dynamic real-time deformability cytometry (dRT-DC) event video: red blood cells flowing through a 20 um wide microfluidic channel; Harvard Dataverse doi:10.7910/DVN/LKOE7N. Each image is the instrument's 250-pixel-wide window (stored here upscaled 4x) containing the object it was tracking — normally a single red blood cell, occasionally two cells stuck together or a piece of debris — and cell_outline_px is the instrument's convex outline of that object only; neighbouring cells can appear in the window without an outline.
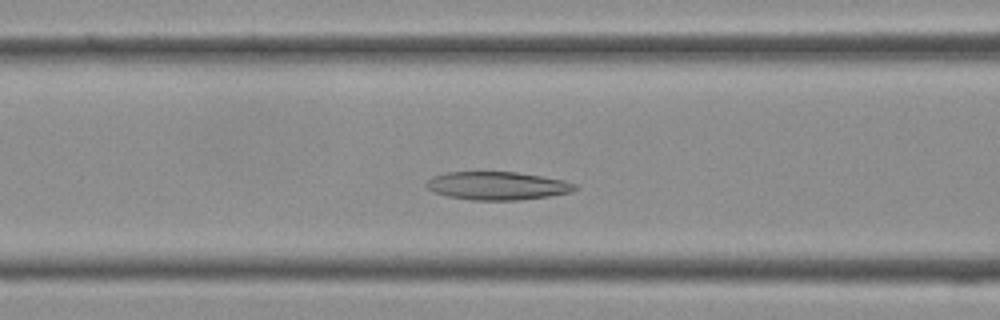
{"species": "Egyptian fruit bat (a non-hibernating species)", "species_latin": "Rousettus aegyptiacus", "temperature_condition": "cold", "stored_images_in_passage": 35, "camera_frame_rate_fps": 3000, "um_per_image_px": 0.085, "frame": {"image": 1, "passage_image": 12, "time_ms": 3.667, "image_size_px": [1000, 320], "cell_outline_px": [[580, 188], [572, 192], [548, 196], [520, 200], [472, 200], [448, 196], [432, 192], [424, 184], [432, 176], [444, 172], [516, 172], [564, 180], [576, 184]], "centroid_in_image_um": [42.27, 15.79], "position_along_channel_um": 124.3, "area_um2": 24.51}}
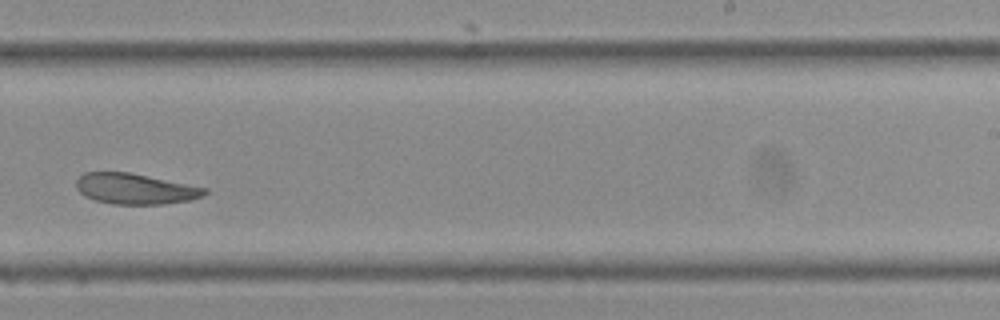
{"frame": {"image": 2, "passage_image": 21, "time_ms": 6.667, "image_size_px": [1000, 320], "cell_outline_px": [[208, 192], [200, 196], [188, 200], [164, 204], [112, 204], [96, 200], [84, 196], [76, 188], [76, 180], [84, 172], [128, 172], [208, 188]], "centroid_in_image_um": [11.46, 16.05], "position_along_channel_um": 277.5, "area_um2": 22.77}}
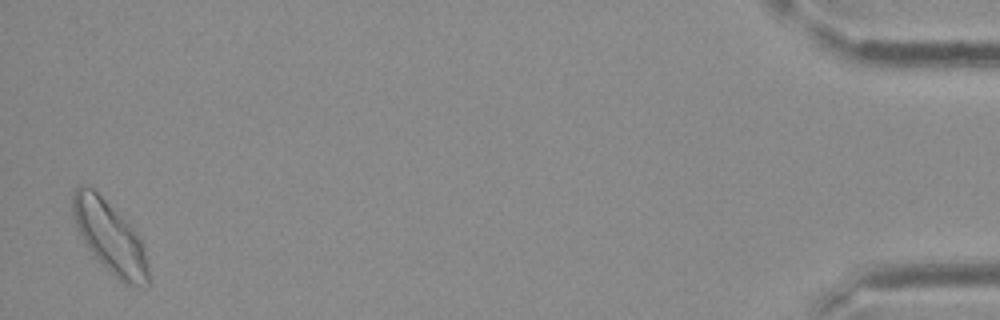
{"frame": {"image": 3, "passage_image": 35, "time_ms": 11.333, "image_size_px": [1000, 320], "cell_outline_px": [[152, 280], [148, 284], [124, 284], [92, 256], [72, 216], [72, 192], [80, 184], [84, 184], [92, 188], [136, 232], [144, 248]], "centroid_in_image_um": [9.33, 20.18], "position_along_channel_um": 425.9, "area_um2": 31.1}}